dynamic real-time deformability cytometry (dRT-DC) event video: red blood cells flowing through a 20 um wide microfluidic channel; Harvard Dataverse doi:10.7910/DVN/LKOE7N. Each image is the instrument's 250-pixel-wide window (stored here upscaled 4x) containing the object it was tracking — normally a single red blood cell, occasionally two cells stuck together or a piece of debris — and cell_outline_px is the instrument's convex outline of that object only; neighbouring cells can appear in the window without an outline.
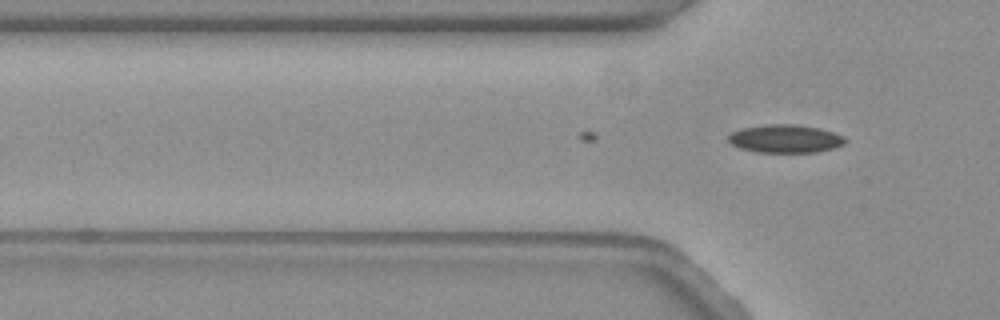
{"species": "common noctule bat (a hibernating species)", "species_latin": "Nyctalus noctula", "temperature_condition": "warm", "stored_images_in_passage": 17, "camera_frame_rate_fps": 3000, "um_per_image_px": 0.085, "animal": {"sex": "female", "body_mass_g": 19.3, "forearm_length_mm": 54.1}, "frame": {"image": 1, "passage_image": 17, "time_ms": 5.333, "image_size_px": [1000, 320], "cell_outline_px": [[848, 140], [844, 144], [832, 148], [812, 152], [756, 152], [740, 148], [732, 144], [728, 140], [728, 136], [732, 132], [740, 128], [768, 124], [792, 124], [820, 128], [844, 136]], "centroid_in_image_um": [66.74, 11.78], "position_along_channel_um": 59.1, "area_um2": 19.07}}